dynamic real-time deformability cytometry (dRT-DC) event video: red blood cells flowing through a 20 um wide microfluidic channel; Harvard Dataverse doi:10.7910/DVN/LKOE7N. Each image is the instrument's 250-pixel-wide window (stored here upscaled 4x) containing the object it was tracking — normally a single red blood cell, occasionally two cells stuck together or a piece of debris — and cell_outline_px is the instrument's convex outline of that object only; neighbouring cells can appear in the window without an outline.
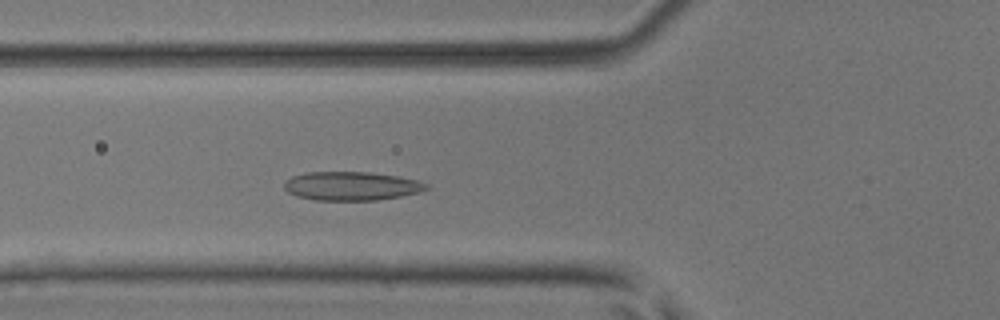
{"species": "common noctule bat (a hibernating species)", "species_latin": "Nyctalus noctula", "temperature_condition": "room temperature", "stored_images_in_passage": 48, "camera_frame_rate_fps": 3000, "um_per_image_px": 0.085, "animal": {"sex": "male", "body_mass_g": 17.9, "forearm_length_mm": 54.2}, "frame": {"image": 1, "passage_image": 16, "time_ms": 5.0, "image_size_px": [1000, 320], "cell_outline_px": [[428, 188], [416, 192], [400, 196], [376, 200], [316, 200], [296, 196], [288, 192], [284, 188], [284, 184], [292, 176], [308, 172], [368, 172], [400, 176], [420, 180], [428, 184]], "centroid_in_image_um": [29.88, 15.8], "position_along_channel_um": 95.9, "area_um2": 23.7}}
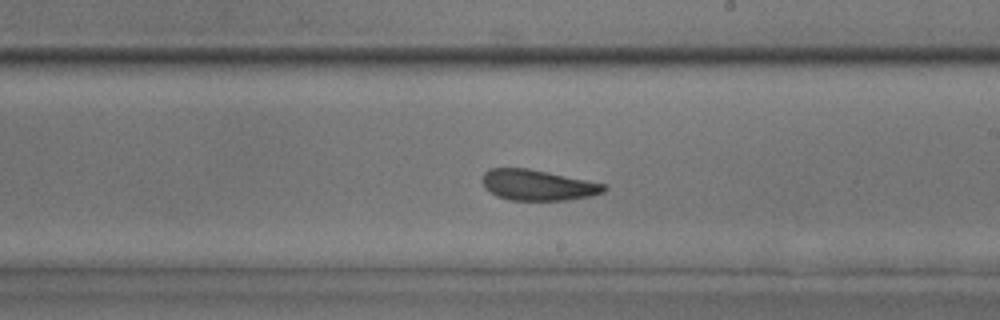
{"frame": {"image": 2, "passage_image": 27, "time_ms": 8.667, "image_size_px": [1000, 320], "cell_outline_px": [[608, 188], [604, 192], [592, 196], [568, 200], [512, 200], [496, 196], [484, 188], [480, 180], [484, 172], [488, 168], [528, 168], [608, 184]], "centroid_in_image_um": [45.71, 15.73], "position_along_channel_um": 243.3, "area_um2": 22.14}}
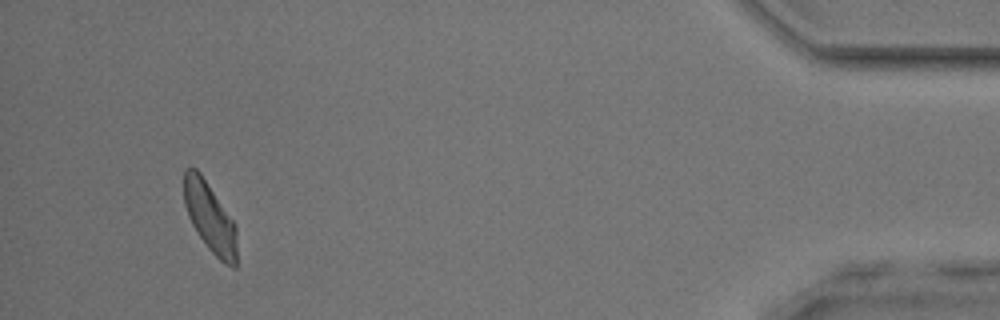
{"frame": {"image": 3, "passage_image": 45, "time_ms": 14.667, "image_size_px": [1000, 320], "cell_outline_px": [[236, 268], [232, 268], [224, 264], [208, 248], [196, 232], [188, 216], [184, 204], [184, 168], [196, 168], [200, 172], [236, 224]], "centroid_in_image_um": [17.84, 18.49], "position_along_channel_um": 417.4, "area_um2": 21.56}, "authors_computed_cell_mechanics": {"area_um2": 22.3975, "velocity_mm_per_s": 4.0379, "shape_relaxation_time_tau1_ms": 5.4293, "shape_relaxation_time_tau2_ms": 2.2373, "deformation_change_tau1": 0.1179, "deformation_change_tau2": 0.0965}}